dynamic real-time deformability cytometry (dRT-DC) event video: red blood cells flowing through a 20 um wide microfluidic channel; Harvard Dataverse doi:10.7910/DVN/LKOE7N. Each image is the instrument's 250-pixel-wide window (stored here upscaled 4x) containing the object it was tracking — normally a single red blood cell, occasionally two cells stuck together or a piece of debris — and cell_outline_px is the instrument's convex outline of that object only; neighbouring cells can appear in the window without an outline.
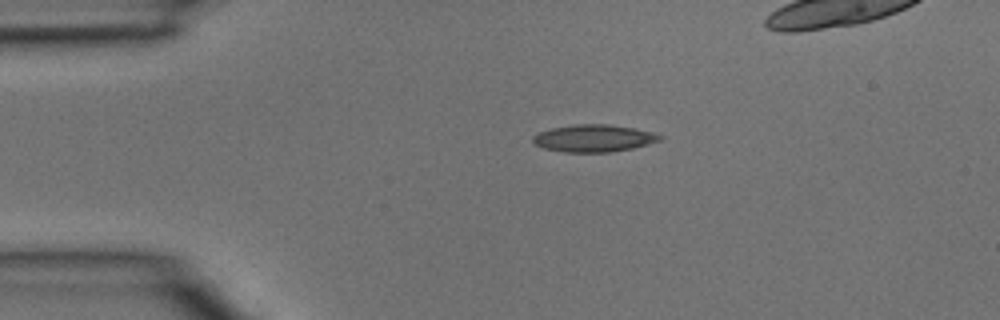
{"species": "common noctule bat (a hibernating species)", "species_latin": "Nyctalus noctula", "temperature_condition": "room temperature", "stored_images_in_passage": 3, "camera_frame_rate_fps": 3000, "um_per_image_px": 0.085, "animal": {"sex": "male", "body_mass_g": 15.6}, "frame": {"image": 1, "passage_image": 1, "time_ms": 0.0, "image_size_px": [1000, 320], "cell_outline_px": [[664, 136], [660, 140], [648, 144], [632, 148], [612, 152], [564, 152], [544, 148], [536, 144], [532, 140], [532, 136], [540, 132], [552, 128], [576, 124], [608, 124], [632, 128], [652, 132]], "centroid_in_image_um": [50.47, 11.75], "position_along_channel_um": 34.5, "area_um2": 20.0}}